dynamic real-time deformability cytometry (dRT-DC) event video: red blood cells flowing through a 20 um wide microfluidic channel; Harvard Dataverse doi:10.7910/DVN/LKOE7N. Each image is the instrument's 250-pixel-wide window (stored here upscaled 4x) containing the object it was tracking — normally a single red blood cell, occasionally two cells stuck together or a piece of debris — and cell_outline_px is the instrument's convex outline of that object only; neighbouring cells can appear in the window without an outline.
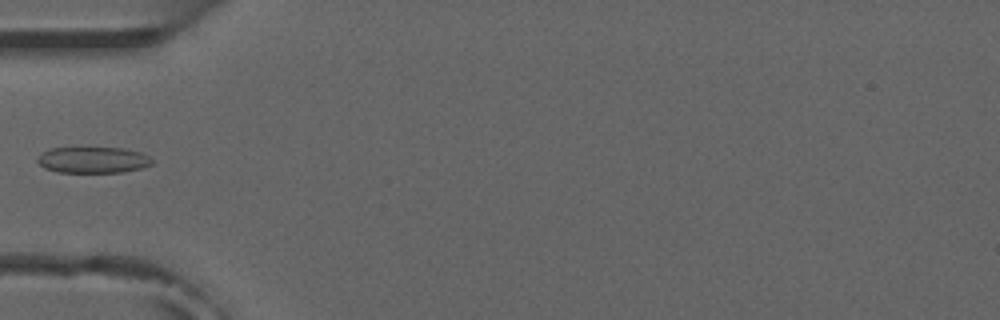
{"species": "common noctule bat (a hibernating species)", "species_latin": "Nyctalus noctula", "temperature_condition": "room temperature", "stored_images_in_passage": 6, "camera_frame_rate_fps": 3000, "um_per_image_px": 0.085, "animal": {"sex": "male", "forearm_length_mm": 52.5}, "frame": {"image": 1, "passage_image": 5, "time_ms": 4.667, "image_size_px": [1000, 320], "cell_outline_px": [[152, 164], [140, 168], [120, 172], [56, 172], [44, 168], [36, 160], [40, 152], [52, 148], [124, 148], [140, 152], [148, 156], [152, 160]], "centroid_in_image_um": [7.86, 13.59], "position_along_channel_um": 77.1, "area_um2": 17.4}}
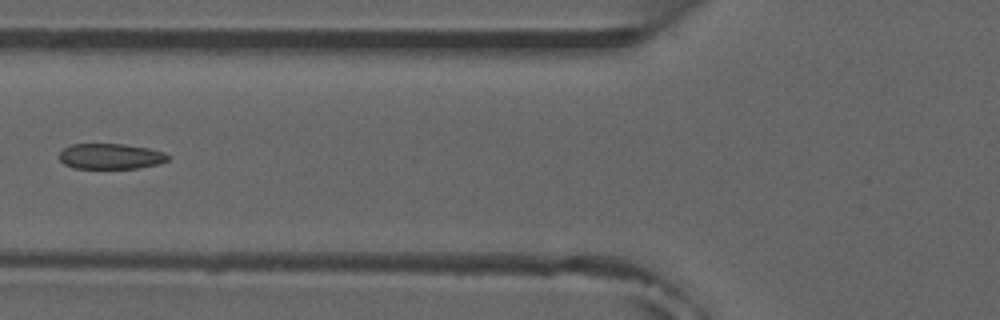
{"frame": {"image": 2, "passage_image": 6, "time_ms": 5.667, "image_size_px": [1000, 320], "cell_outline_px": [[172, 156], [168, 160], [156, 164], [136, 168], [72, 168], [64, 164], [56, 156], [64, 148], [72, 144], [124, 144], [148, 148], [164, 152]], "centroid_in_image_um": [9.37, 13.28], "position_along_channel_um": 116.4, "area_um2": 16.24}}